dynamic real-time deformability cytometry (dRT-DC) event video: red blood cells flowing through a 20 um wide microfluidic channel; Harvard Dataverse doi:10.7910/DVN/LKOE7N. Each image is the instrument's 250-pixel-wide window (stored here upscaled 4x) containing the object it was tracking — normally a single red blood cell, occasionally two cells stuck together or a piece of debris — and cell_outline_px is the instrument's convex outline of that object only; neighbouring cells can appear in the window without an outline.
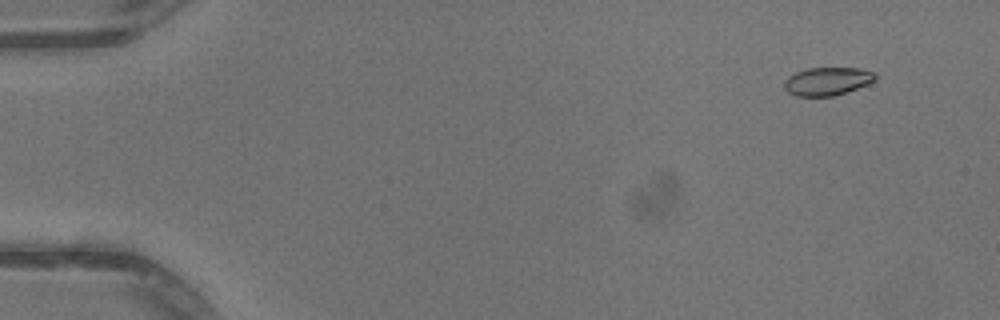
{"species": "common noctule bat (a hibernating species)", "species_latin": "Nyctalus noctula", "temperature_condition": "warm", "stored_images_in_passage": 52, "camera_frame_rate_fps": 3000, "um_per_image_px": 0.085, "animal": {"sex": "male", "body_mass_g": 13.3}, "frame": {"image": 1, "passage_image": 5, "time_ms": 1.333, "image_size_px": [1000, 320], "cell_outline_px": [[876, 80], [868, 84], [832, 96], [796, 96], [788, 92], [784, 88], [784, 80], [788, 76], [796, 72], [808, 68], [860, 68], [876, 72]], "centroid_in_image_um": [70.32, 6.9], "position_along_channel_um": 14.7, "area_um2": 14.91}}
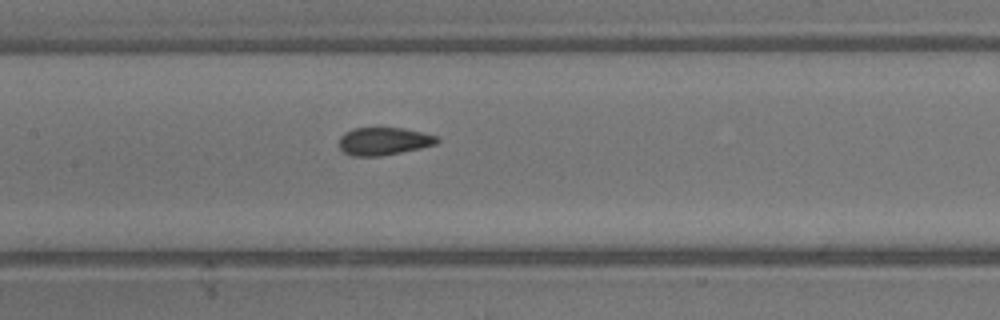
{"frame": {"image": 2, "passage_image": 26, "time_ms": 8.333, "image_size_px": [1000, 320], "cell_outline_px": [[440, 140], [436, 144], [420, 148], [380, 156], [352, 156], [344, 152], [340, 148], [340, 136], [344, 132], [352, 128], [404, 128], [424, 132], [436, 136]], "centroid_in_image_um": [32.62, 11.99], "position_along_channel_um": 174.8, "area_um2": 15.84}}
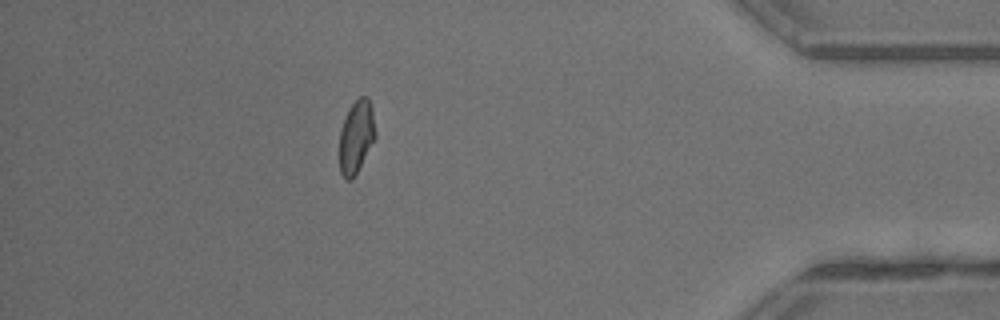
{"frame": {"image": 3, "passage_image": 46, "time_ms": 15.0, "image_size_px": [1000, 320], "cell_outline_px": [[376, 136], [352, 180], [348, 180], [340, 172], [340, 128], [348, 108], [360, 96], [368, 96], [372, 108], [376, 132]], "centroid_in_image_um": [30.28, 11.57], "position_along_channel_um": 404.9, "area_um2": 15.14}, "authors_computed_cell_mechanics": {"area_um2": 15.8372, "velocity_mm_per_s": 4.1258, "shape_relaxation_time_tau1_ms": null, "shape_relaxation_time_tau2_ms": 0.7541, "deformation_change_tau1": null, "deformation_change_tau2": 0.0663}}